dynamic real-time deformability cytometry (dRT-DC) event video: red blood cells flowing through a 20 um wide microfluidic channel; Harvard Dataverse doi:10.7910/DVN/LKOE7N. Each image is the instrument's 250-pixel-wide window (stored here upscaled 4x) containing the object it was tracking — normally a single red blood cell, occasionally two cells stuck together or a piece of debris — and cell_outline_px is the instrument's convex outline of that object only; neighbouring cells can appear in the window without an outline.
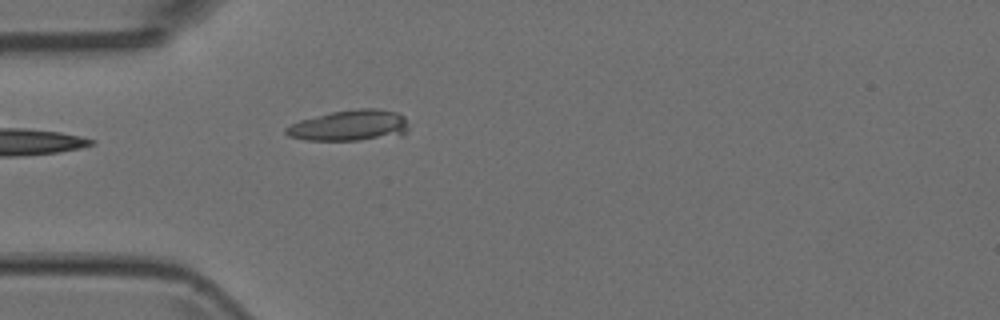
{"species": "Egyptian fruit bat (a non-hibernating species)", "species_latin": "Rousettus aegyptiacus", "temperature_condition": "room temperature", "stored_images_in_passage": 5, "camera_frame_rate_fps": 3000, "um_per_image_px": 0.085, "animal": {"sex": "female"}, "frame": {"image": 1, "passage_image": 5, "time_ms": 1.333, "image_size_px": [1000, 320], "cell_outline_px": [[408, 128], [404, 136], [360, 140], [304, 140], [288, 136], [284, 132], [284, 128], [300, 120], [332, 112], [356, 108], [376, 108], [396, 112], [404, 116], [408, 124]], "centroid_in_image_um": [29.76, 10.68], "position_along_channel_um": 55.2, "area_um2": 22.37}}